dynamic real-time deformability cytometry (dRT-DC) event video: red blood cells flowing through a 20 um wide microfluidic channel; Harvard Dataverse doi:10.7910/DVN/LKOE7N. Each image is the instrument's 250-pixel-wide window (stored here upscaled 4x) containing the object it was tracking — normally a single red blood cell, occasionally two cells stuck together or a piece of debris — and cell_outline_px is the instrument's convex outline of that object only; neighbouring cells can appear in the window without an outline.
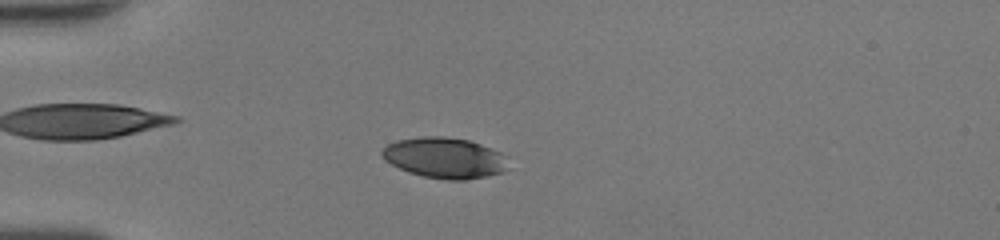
{"species": "human", "species_latin": "Homo sapiens", "temperature_condition": "room temperature", "stored_images_in_passage": 47, "camera_frame_rate_fps": 3000, "um_per_image_px": 0.085, "donor": {"sex": "female"}, "frame": {"image": 1, "passage_image": 12, "time_ms": 3.667, "image_size_px": [1000, 240], "cell_outline_px": [[508, 156], [504, 172], [488, 176], [464, 180], [448, 180], [424, 176], [408, 172], [384, 160], [380, 152], [388, 144], [396, 140], [420, 136], [444, 136], [468, 140], [480, 144], [500, 152]], "centroid_in_image_um": [37.79, 13.41], "position_along_channel_um": 47.2, "area_um2": 30.0}}
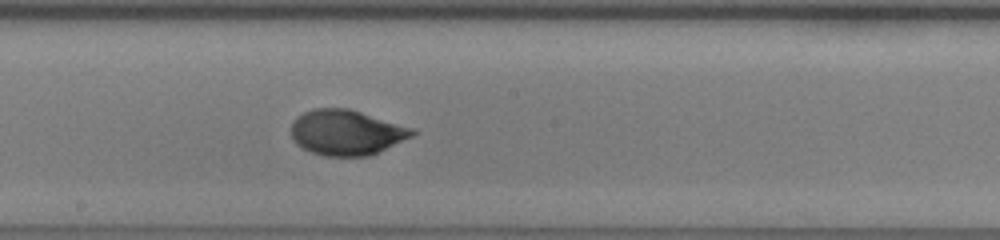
{"frame": {"image": 2, "passage_image": 26, "time_ms": 8.333, "image_size_px": [1000, 240], "cell_outline_px": [[416, 132], [412, 136], [368, 156], [324, 156], [312, 152], [296, 144], [292, 140], [292, 120], [296, 116], [312, 108], [348, 108], [416, 128]], "centroid_in_image_um": [29.43, 11.24], "position_along_channel_um": 218.8, "area_um2": 32.02}}
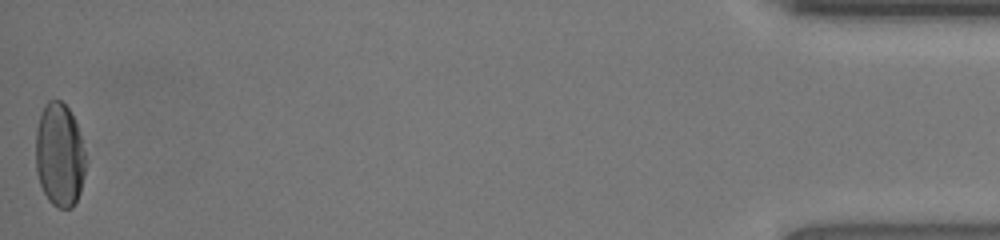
{"frame": {"image": 3, "passage_image": 47, "time_ms": 15.333, "image_size_px": [1000, 240], "cell_outline_px": [[84, 176], [80, 192], [72, 208], [56, 208], [48, 200], [40, 184], [36, 172], [36, 128], [44, 104], [48, 100], [60, 100], [68, 108], [76, 124], [80, 136], [84, 152]], "centroid_in_image_um": [5.03, 13.18], "position_along_channel_um": 430.2, "area_um2": 30.0}, "authors_computed_cell_mechanics": {"area_um2": 31.212, "velocity_mm_per_s": 4.2942, "shape_relaxation_time_tau1_ms": 4.4388, "shape_relaxation_time_tau2_ms": null, "deformation_change_tau1": 0.167, "deformation_change_tau2": null}}